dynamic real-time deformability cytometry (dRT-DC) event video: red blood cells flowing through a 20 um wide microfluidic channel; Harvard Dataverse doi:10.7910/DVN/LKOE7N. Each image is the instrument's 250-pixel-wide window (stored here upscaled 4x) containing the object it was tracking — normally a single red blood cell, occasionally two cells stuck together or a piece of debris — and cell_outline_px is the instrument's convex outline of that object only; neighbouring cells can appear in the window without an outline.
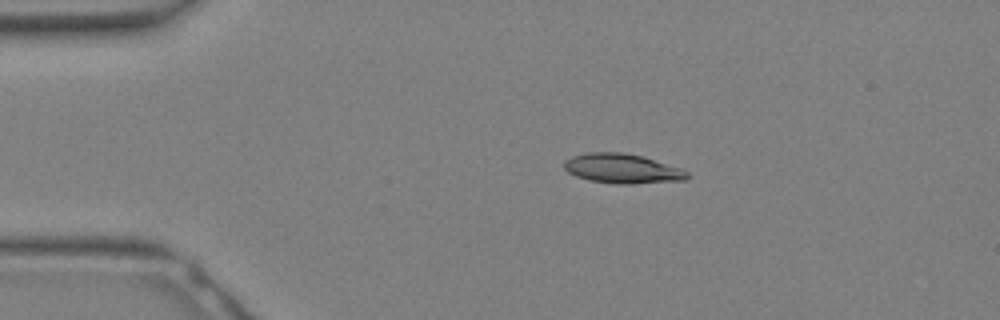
{"species": "Egyptian fruit bat (a non-hibernating species)", "species_latin": "Rousettus aegyptiacus", "temperature_condition": "warm", "stored_images_in_passage": 17, "camera_frame_rate_fps": 3000, "um_per_image_px": 0.085, "animal": {"sex": "female"}, "frame": {"image": 1, "passage_image": 2, "time_ms": 0.333, "image_size_px": [1000, 320], "cell_outline_px": [[688, 176], [684, 180], [632, 184], [616, 184], [588, 180], [576, 176], [568, 172], [564, 168], [564, 160], [572, 156], [588, 152], [624, 152], [644, 156], [684, 168], [688, 172]], "centroid_in_image_um": [52.91, 14.32], "position_along_channel_um": 32.1, "area_um2": 21.56}}
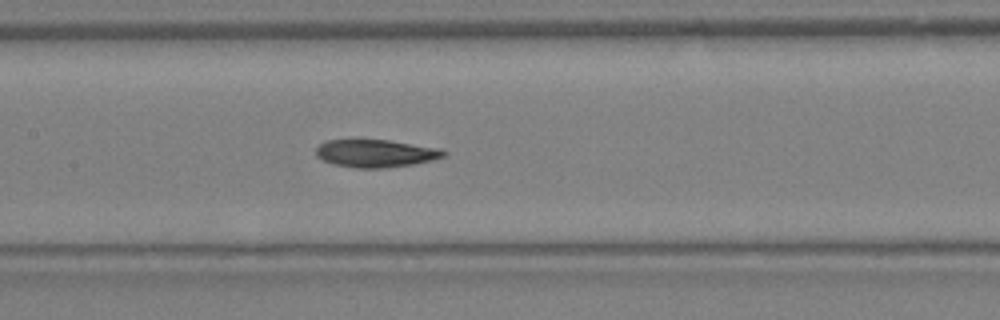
{"frame": {"image": 2, "passage_image": 11, "time_ms": 3.333, "image_size_px": [1000, 320], "cell_outline_px": [[448, 152], [444, 156], [432, 160], [412, 164], [384, 168], [356, 168], [332, 164], [316, 156], [316, 148], [320, 144], [328, 140], [388, 140], [440, 148]], "centroid_in_image_um": [31.94, 13.04], "position_along_channel_um": 175.5, "area_um2": 20.52}}
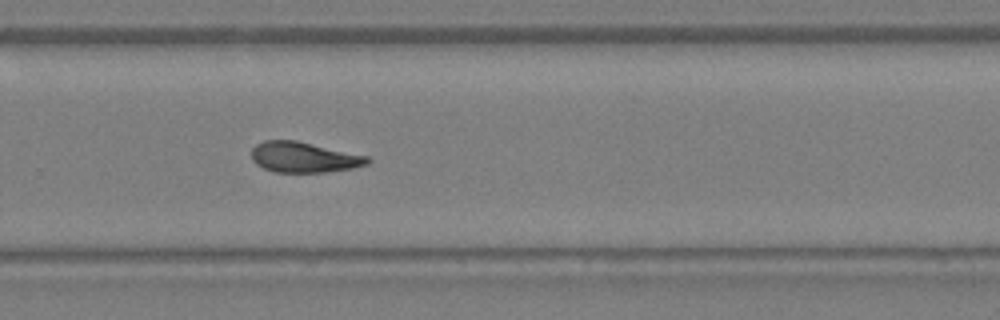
{"frame": {"image": 3, "passage_image": 17, "time_ms": 5.333, "image_size_px": [1000, 320], "cell_outline_px": [[372, 160], [368, 164], [352, 168], [324, 172], [276, 172], [264, 168], [256, 164], [252, 160], [252, 148], [256, 144], [264, 140], [296, 140], [368, 156]], "centroid_in_image_um": [25.83, 13.36], "position_along_channel_um": 304.0, "area_um2": 20.58}}